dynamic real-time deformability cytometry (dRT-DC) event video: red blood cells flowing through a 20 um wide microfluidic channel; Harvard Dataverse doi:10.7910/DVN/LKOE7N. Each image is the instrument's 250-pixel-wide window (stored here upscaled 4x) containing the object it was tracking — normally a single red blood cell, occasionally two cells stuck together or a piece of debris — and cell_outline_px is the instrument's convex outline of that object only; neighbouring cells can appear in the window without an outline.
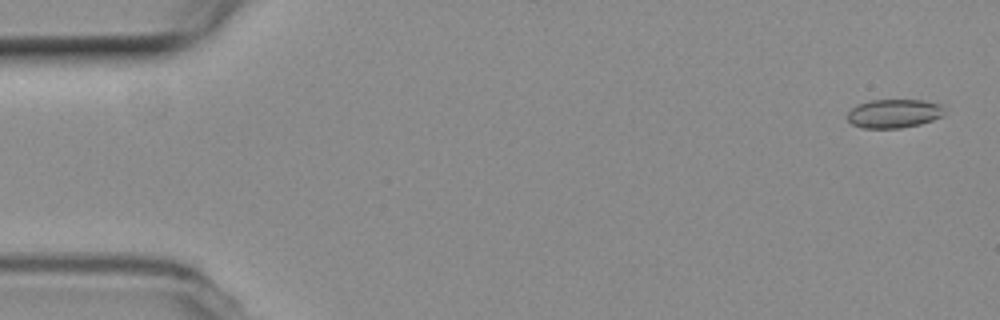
{"species": "common noctule bat (a hibernating species)", "species_latin": "Nyctalus noctula", "temperature_condition": "room temperature", "stored_images_in_passage": 55, "camera_frame_rate_fps": 3000, "um_per_image_px": 0.085, "animal": {"sex": "female", "body_mass_g": 19.3, "forearm_length_mm": 54.1}, "frame": {"image": 1, "passage_image": 2, "time_ms": 0.333, "image_size_px": [1000, 320], "cell_outline_px": [[944, 116], [920, 124], [900, 128], [864, 128], [852, 124], [844, 116], [856, 104], [868, 100], [924, 100], [940, 104]], "centroid_in_image_um": [75.93, 9.64], "position_along_channel_um": 9.1, "area_um2": 16.36}}
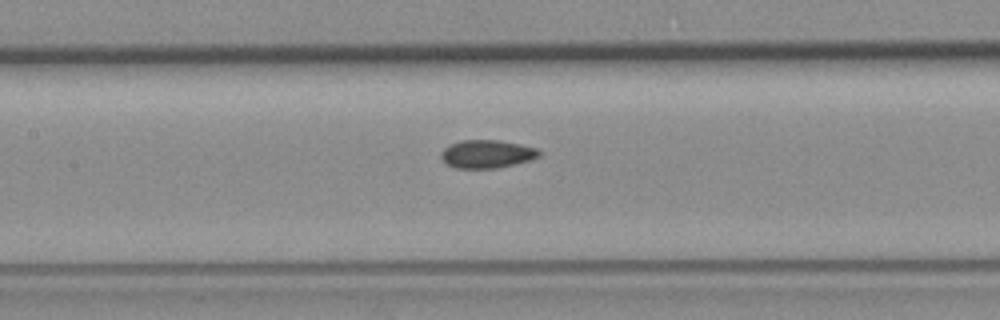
{"frame": {"image": 2, "passage_image": 25, "time_ms": 8.0, "image_size_px": [1000, 320], "cell_outline_px": [[540, 156], [528, 160], [496, 168], [456, 168], [448, 164], [440, 156], [440, 152], [444, 148], [460, 140], [496, 140], [520, 144], [536, 148], [540, 152]], "centroid_in_image_um": [41.36, 13.08], "position_along_channel_um": 166.0, "area_um2": 15.78}}
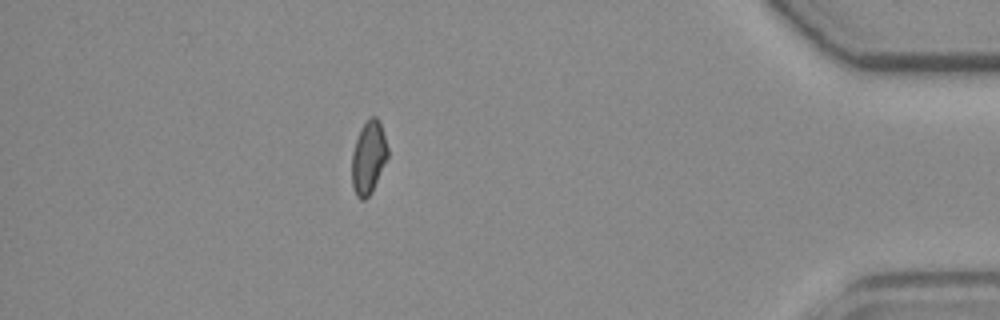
{"frame": {"image": 3, "passage_image": 48, "time_ms": 15.667, "image_size_px": [1000, 320], "cell_outline_px": [[388, 156], [372, 192], [364, 200], [360, 200], [356, 196], [352, 188], [352, 152], [360, 128], [368, 116], [376, 116], [380, 120], [388, 148]], "centroid_in_image_um": [31.32, 13.36], "position_along_channel_um": 403.9, "area_um2": 15.49}, "authors_computed_cell_mechanics": {"area_um2": 15.9528, "velocity_mm_per_s": 3.7695, "shape_relaxation_time_tau1_ms": null, "shape_relaxation_time_tau2_ms": 6.0318, "deformation_change_tau1": null, "deformation_change_tau2": 0.0955}}